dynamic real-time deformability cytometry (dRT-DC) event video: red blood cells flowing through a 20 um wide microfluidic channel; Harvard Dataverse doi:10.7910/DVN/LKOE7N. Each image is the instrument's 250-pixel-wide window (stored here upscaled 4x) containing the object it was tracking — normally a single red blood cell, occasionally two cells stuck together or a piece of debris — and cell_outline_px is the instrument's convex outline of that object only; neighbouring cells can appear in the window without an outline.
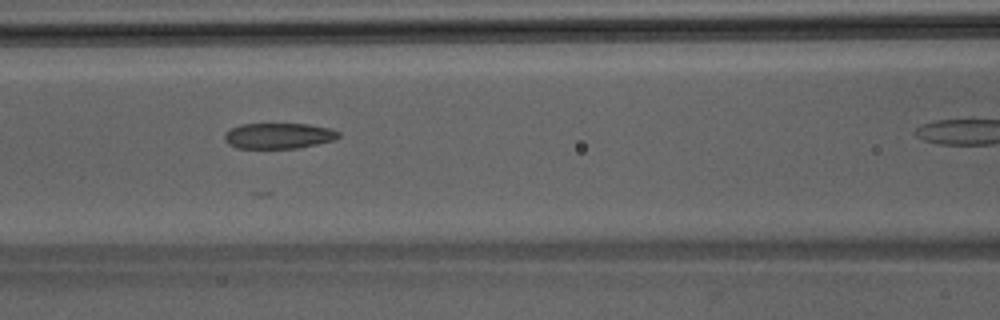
{"species": "Egyptian fruit bat (a non-hibernating species)", "species_latin": "Rousettus aegyptiacus", "temperature_condition": "room temperature", "stored_images_in_passage": 17, "camera_frame_rate_fps": 3000, "um_per_image_px": 0.085, "animal": {"sex": "male"}, "frame": {"image": 1, "passage_image": 10, "time_ms": 3.0, "image_size_px": [1000, 320], "cell_outline_px": [[340, 136], [336, 140], [300, 148], [236, 148], [228, 144], [224, 140], [224, 132], [240, 124], [308, 124], [332, 128], [340, 132]], "centroid_in_image_um": [23.71, 11.54], "position_along_channel_um": 142.9, "area_um2": 17.34}}
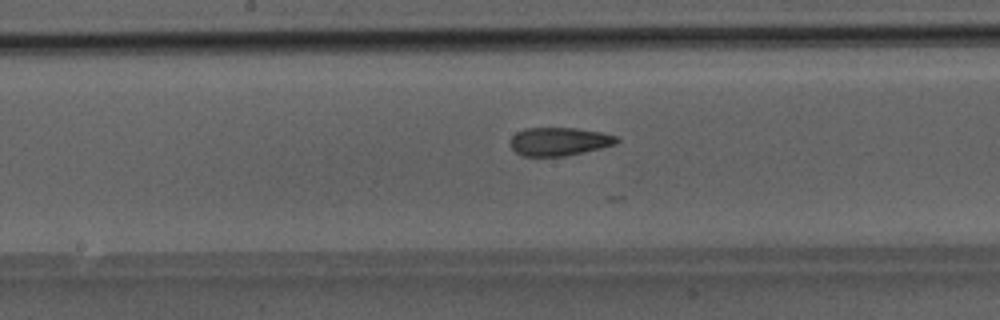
{"frame": {"image": 2, "passage_image": 14, "time_ms": 4.333, "image_size_px": [1000, 320], "cell_outline_px": [[620, 140], [616, 144], [584, 152], [564, 156], [524, 156], [516, 152], [508, 144], [512, 136], [516, 132], [524, 128], [576, 128], [600, 132], [616, 136]], "centroid_in_image_um": [47.5, 12.02], "position_along_channel_um": 200.7, "area_um2": 17.57}}